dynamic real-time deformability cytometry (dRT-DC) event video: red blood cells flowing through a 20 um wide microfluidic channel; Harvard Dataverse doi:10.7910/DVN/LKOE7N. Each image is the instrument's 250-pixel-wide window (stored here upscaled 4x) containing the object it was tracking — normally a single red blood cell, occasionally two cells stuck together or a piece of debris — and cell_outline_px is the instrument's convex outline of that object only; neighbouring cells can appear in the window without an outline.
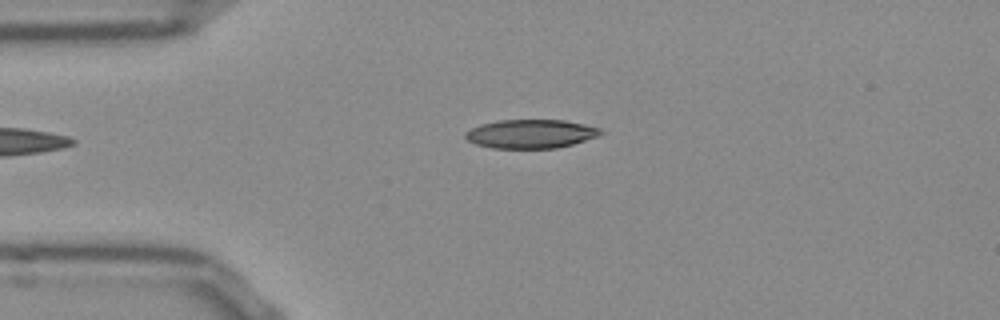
{"species": "Egyptian fruit bat (a non-hibernating species)", "species_latin": "Rousettus aegyptiacus", "temperature_condition": "room temperature", "stored_images_in_passage": 35, "camera_frame_rate_fps": 3000, "um_per_image_px": 0.085, "frame": {"image": 1, "passage_image": 1, "time_ms": 0.0, "image_size_px": [1000, 320], "cell_outline_px": [[604, 132], [596, 136], [572, 144], [556, 148], [492, 148], [476, 144], [468, 140], [464, 136], [464, 132], [480, 124], [496, 120], [564, 120], [584, 124], [600, 128]], "centroid_in_image_um": [45.08, 11.37], "position_along_channel_um": 39.9, "area_um2": 22.6}}
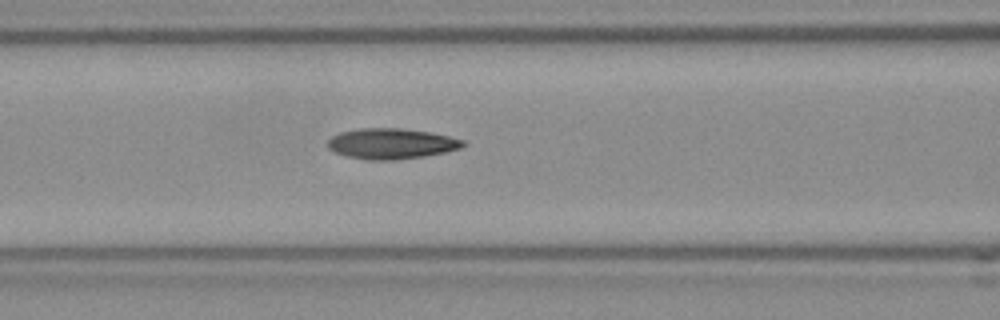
{"frame": {"image": 2, "passage_image": 10, "time_ms": 3.0, "image_size_px": [1000, 320], "cell_outline_px": [[468, 144], [460, 148], [444, 152], [424, 156], [396, 160], [368, 160], [348, 156], [336, 152], [328, 148], [328, 140], [332, 136], [340, 132], [360, 128], [400, 128], [428, 132], [448, 136], [464, 140]], "centroid_in_image_um": [33.27, 12.21], "position_along_channel_um": 133.3, "area_um2": 23.99}}
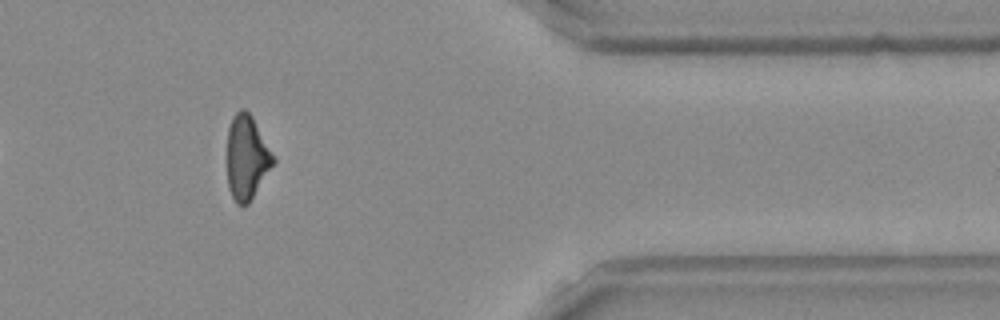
{"frame": {"image": 3, "passage_image": 32, "time_ms": 10.333, "image_size_px": [1000, 320], "cell_outline_px": [[276, 160], [248, 204], [236, 204], [228, 188], [228, 128], [232, 116], [240, 108], [244, 108], [252, 116], [276, 156]], "centroid_in_image_um": [20.99, 13.35], "position_along_channel_um": 390.4, "area_um2": 22.66}, "authors_computed_cell_mechanics": {"area_um2": 23.2934, "velocity_mm_per_s": 3.859, "shape_relaxation_time_tau1_ms": null, "shape_relaxation_time_tau2_ms": 4.2676, "deformation_change_tau1": null, "deformation_change_tau2": 0.1325}}